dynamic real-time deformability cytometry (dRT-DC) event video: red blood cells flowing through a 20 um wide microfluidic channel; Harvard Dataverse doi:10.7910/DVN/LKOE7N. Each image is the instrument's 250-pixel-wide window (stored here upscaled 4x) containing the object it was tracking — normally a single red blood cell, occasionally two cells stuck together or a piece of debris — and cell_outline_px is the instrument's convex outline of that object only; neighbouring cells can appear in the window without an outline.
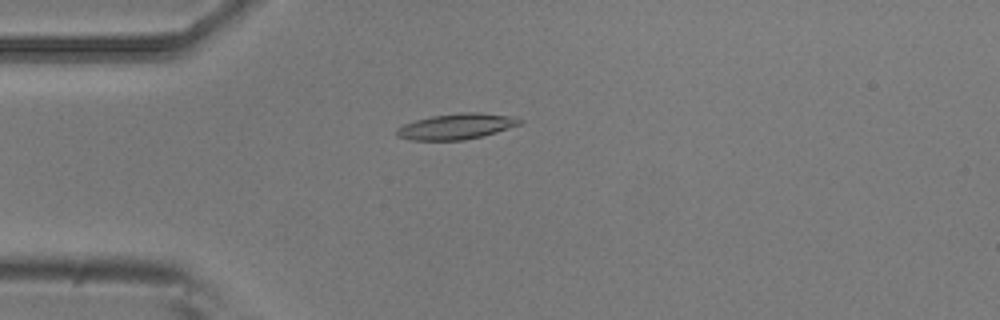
{"species": "common noctule bat (a hibernating species)", "species_latin": "Nyctalus noctula", "temperature_condition": "room temperature", "stored_images_in_passage": 4, "camera_frame_rate_fps": 3000, "um_per_image_px": 0.085, "animal": {"sex": "male", "body_mass_g": 20.5, "forearm_length_mm": 52.5}, "frame": {"image": 1, "passage_image": 4, "time_ms": 1.0, "image_size_px": [1000, 320], "cell_outline_px": [[524, 120], [520, 124], [484, 136], [464, 140], [412, 140], [396, 136], [396, 128], [404, 124], [416, 120], [432, 116], [460, 112], [480, 112], [508, 116]], "centroid_in_image_um": [38.77, 10.75], "position_along_channel_um": 46.2, "area_um2": 18.38}}